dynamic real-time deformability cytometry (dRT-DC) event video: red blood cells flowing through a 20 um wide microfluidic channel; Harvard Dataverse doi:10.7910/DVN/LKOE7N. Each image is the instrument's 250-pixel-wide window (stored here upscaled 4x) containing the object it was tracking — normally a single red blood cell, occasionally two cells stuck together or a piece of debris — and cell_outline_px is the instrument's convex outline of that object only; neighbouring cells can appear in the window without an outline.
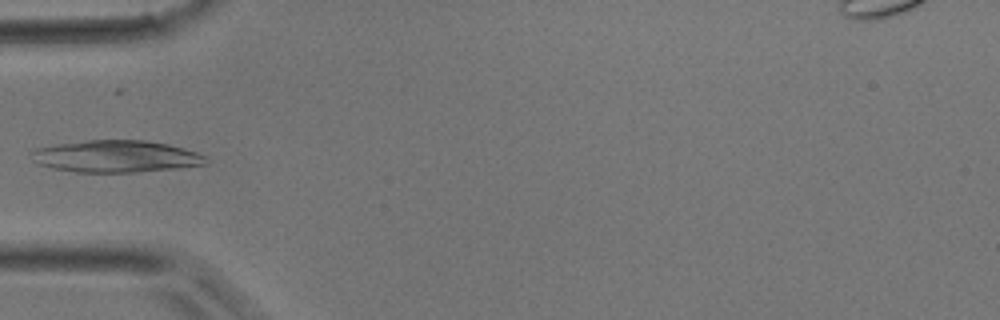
{"species": "common noctule bat (a hibernating species)", "species_latin": "Nyctalus noctula", "temperature_condition": "room temperature", "stored_images_in_passage": 4, "camera_frame_rate_fps": 3000, "um_per_image_px": 0.085, "animal": {"sex": "male", "body_mass_g": 17.9}, "frame": {"image": 1, "passage_image": 4, "time_ms": 3.333, "image_size_px": [1000, 320], "cell_outline_px": [[208, 164], [180, 168], [136, 172], [76, 172], [52, 168], [36, 164], [28, 152], [36, 148], [56, 144], [88, 140], [144, 140], [168, 144], [184, 148], [196, 152], [204, 156], [208, 160]], "centroid_in_image_um": [9.83, 13.29], "position_along_channel_um": 75.2, "area_um2": 32.77}}